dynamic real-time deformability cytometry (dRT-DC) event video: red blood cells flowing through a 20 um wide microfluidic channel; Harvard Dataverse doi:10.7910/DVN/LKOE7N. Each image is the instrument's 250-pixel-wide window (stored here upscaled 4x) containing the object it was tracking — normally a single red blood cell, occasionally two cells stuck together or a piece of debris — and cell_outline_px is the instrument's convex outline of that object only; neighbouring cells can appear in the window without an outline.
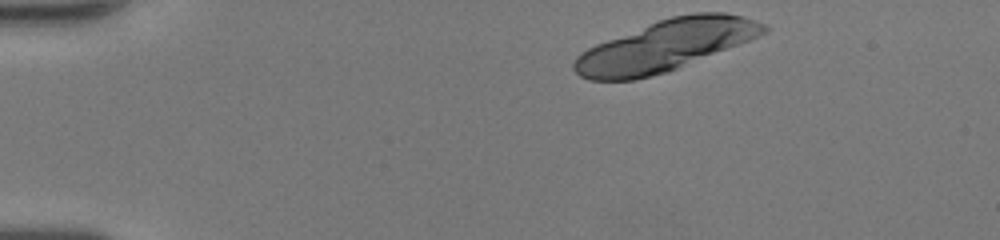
{"species": "human", "species_latin": "Homo sapiens", "temperature_condition": "room temperature", "stored_images_in_passage": 13, "camera_frame_rate_fps": 3000, "um_per_image_px": 0.085, "donor": {"sex": "female"}, "frame": {"image": 1, "passage_image": 1, "time_ms": 0.0, "image_size_px": [1000, 240], "cell_outline_px": [[768, 28], [764, 32], [748, 40], [668, 72], [636, 80], [588, 80], [580, 76], [572, 68], [572, 64], [576, 56], [580, 52], [596, 44], [660, 20], [672, 16], [696, 12], [724, 12], [744, 16], [764, 24]], "centroid_in_image_um": [56.51, 3.89], "position_along_channel_um": 28.5, "area_um2": 55.66}}